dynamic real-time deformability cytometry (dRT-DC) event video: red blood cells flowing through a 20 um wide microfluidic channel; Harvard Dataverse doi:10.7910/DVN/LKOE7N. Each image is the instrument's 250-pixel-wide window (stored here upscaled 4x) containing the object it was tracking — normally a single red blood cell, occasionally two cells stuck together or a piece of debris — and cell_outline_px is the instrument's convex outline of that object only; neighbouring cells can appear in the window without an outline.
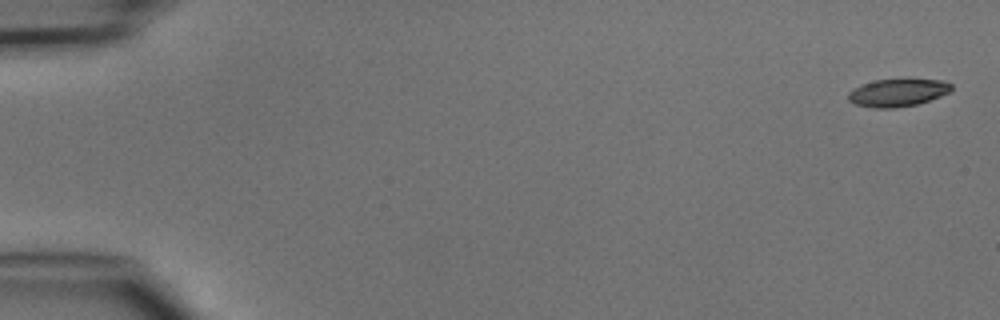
{"species": "common noctule bat (a hibernating species)", "species_latin": "Nyctalus noctula", "temperature_condition": "cold", "stored_images_in_passage": 5, "camera_frame_rate_fps": 3000, "um_per_image_px": 0.085, "animal": {"sex": "male", "body_mass_g": 15.6}, "frame": {"image": 1, "passage_image": 1, "time_ms": 0.0, "image_size_px": [1000, 320], "cell_outline_px": [[952, 88], [948, 92], [940, 96], [916, 104], [892, 108], [876, 108], [856, 104], [848, 100], [848, 92], [852, 88], [860, 84], [876, 80], [944, 80], [952, 84]], "centroid_in_image_um": [76.26, 7.87], "position_along_channel_um": 8.7, "area_um2": 16.36}}
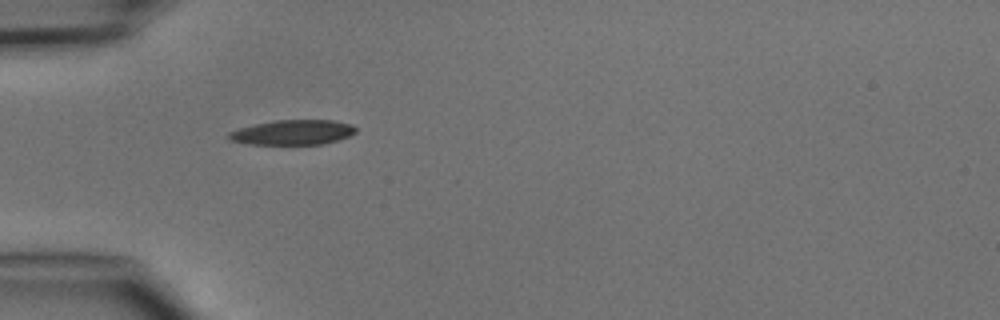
{"frame": {"image": 2, "passage_image": 4, "time_ms": 4.667, "image_size_px": [1000, 320], "cell_outline_px": [[356, 132], [348, 136], [324, 144], [248, 144], [232, 140], [228, 136], [228, 132], [240, 128], [256, 124], [276, 120], [332, 120], [352, 124], [356, 128]], "centroid_in_image_um": [24.91, 11.25], "position_along_channel_um": 60.1, "area_um2": 18.21}}